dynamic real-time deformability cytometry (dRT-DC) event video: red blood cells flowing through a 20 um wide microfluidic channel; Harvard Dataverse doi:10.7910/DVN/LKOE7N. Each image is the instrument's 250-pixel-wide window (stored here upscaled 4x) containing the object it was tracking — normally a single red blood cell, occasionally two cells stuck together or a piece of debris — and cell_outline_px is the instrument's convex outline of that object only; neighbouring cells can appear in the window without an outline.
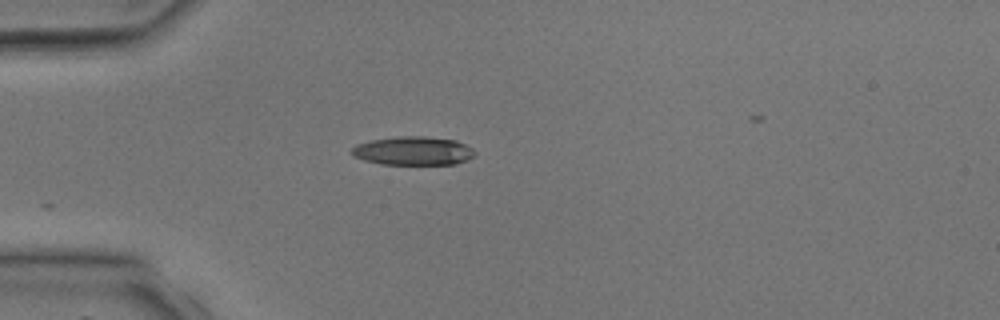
{"species": "common noctule bat (a hibernating species)", "species_latin": "Nyctalus noctula", "temperature_condition": "room temperature", "stored_images_in_passage": 2, "camera_frame_rate_fps": 3000, "um_per_image_px": 0.085, "animal": {"sex": "male", "body_mass_g": 17.9, "forearm_length_mm": 54.2}, "frame": {"image": 1, "passage_image": 2, "time_ms": 1.333, "image_size_px": [1000, 320], "cell_outline_px": [[476, 156], [468, 160], [456, 164], [380, 164], [364, 160], [352, 156], [352, 148], [356, 144], [372, 140], [396, 136], [424, 136], [456, 140], [472, 148], [476, 152]], "centroid_in_image_um": [35.15, 12.82], "position_along_channel_um": 49.9, "area_um2": 20.69}}